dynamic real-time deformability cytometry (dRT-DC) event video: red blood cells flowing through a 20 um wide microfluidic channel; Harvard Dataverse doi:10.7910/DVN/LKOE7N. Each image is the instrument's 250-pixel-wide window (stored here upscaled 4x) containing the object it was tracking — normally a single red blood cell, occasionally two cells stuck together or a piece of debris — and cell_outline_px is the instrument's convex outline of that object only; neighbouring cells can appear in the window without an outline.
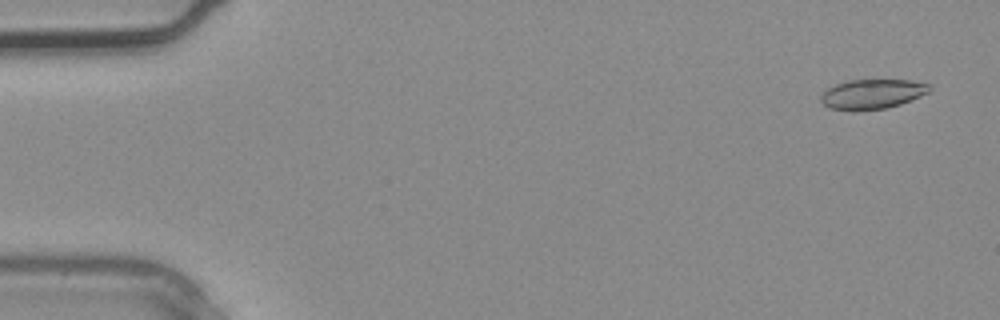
{"species": "common noctule bat (a hibernating species)", "species_latin": "Nyctalus noctula", "temperature_condition": "warm", "stored_images_in_passage": 3, "camera_frame_rate_fps": 3000, "um_per_image_px": 0.085, "animal": {"sex": "male", "body_mass_g": 20.4}, "frame": {"image": 1, "passage_image": 1, "time_ms": 0.0, "image_size_px": [1000, 320], "cell_outline_px": [[932, 88], [928, 92], [900, 104], [888, 108], [856, 112], [852, 112], [828, 108], [820, 100], [820, 96], [828, 88], [836, 84], [848, 80], [912, 80], [928, 84]], "centroid_in_image_um": [74.09, 8.02], "position_along_channel_um": 10.9, "area_um2": 19.02}}